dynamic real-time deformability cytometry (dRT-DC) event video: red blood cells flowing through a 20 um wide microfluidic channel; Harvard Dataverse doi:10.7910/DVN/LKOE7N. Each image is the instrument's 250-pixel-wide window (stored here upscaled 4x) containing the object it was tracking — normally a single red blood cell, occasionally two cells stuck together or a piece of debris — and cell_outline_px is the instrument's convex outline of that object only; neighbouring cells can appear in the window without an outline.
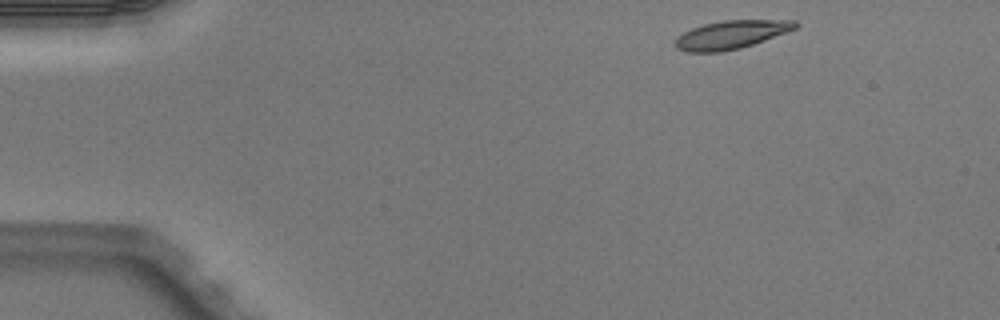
{"species": "Egyptian fruit bat (a non-hibernating species)", "species_latin": "Rousettus aegyptiacus", "temperature_condition": "warm", "stored_images_in_passage": 3, "camera_frame_rate_fps": 3000, "um_per_image_px": 0.085, "animal": {"sex": "male"}, "frame": {"image": 1, "passage_image": 1, "time_ms": 0.0, "image_size_px": [1000, 320], "cell_outline_px": [[800, 24], [796, 28], [764, 40], [740, 48], [720, 52], [688, 52], [676, 48], [672, 44], [676, 36], [692, 28], [704, 24], [724, 20], [796, 20]], "centroid_in_image_um": [62.1, 2.95], "position_along_channel_um": 22.9, "area_um2": 19.83}}